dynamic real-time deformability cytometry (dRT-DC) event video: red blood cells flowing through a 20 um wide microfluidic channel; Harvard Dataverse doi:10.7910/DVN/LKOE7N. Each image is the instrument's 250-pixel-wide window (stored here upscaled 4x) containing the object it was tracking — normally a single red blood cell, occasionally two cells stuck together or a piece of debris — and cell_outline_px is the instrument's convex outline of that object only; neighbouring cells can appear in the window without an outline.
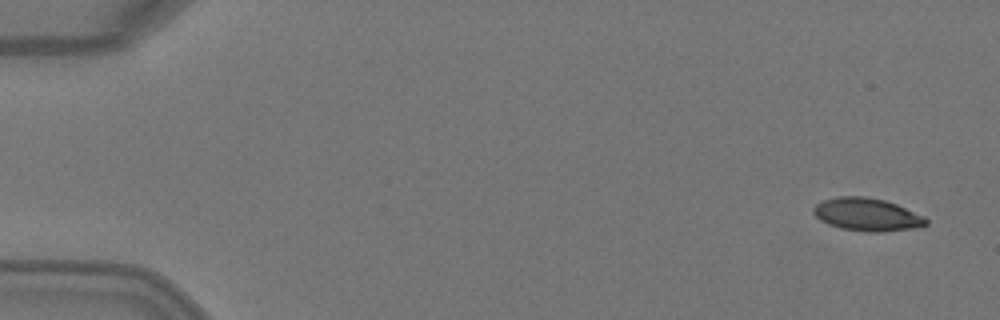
{"species": "Egyptian fruit bat (a non-hibernating species)", "species_latin": "Rousettus aegyptiacus", "temperature_condition": "warm", "stored_images_in_passage": 5, "camera_frame_rate_fps": 3000, "um_per_image_px": 0.085, "animal": {"sex": "female"}, "frame": {"image": 1, "passage_image": 1, "time_ms": 0.0, "image_size_px": [1000, 320], "cell_outline_px": [[928, 224], [920, 228], [880, 232], [868, 232], [840, 228], [828, 224], [820, 220], [812, 212], [812, 208], [816, 204], [824, 200], [836, 196], [864, 196], [884, 200], [896, 204], [924, 216], [928, 220]], "centroid_in_image_um": [73.71, 18.24], "position_along_channel_um": 11.3, "area_um2": 21.73}}
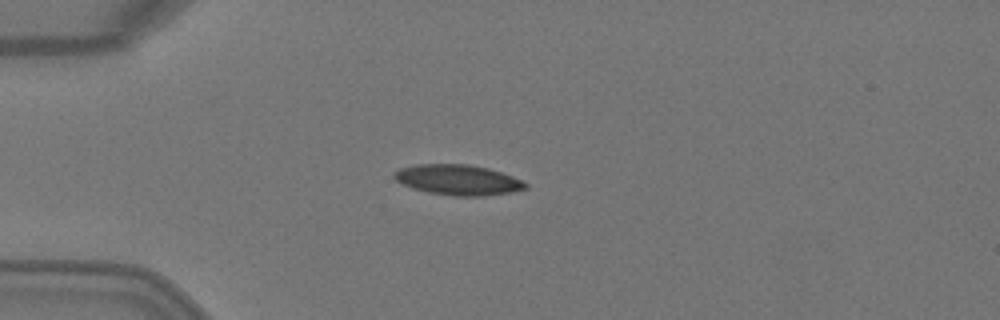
{"frame": {"image": 2, "passage_image": 4, "time_ms": 1.0, "image_size_px": [1000, 320], "cell_outline_px": [[528, 188], [512, 192], [484, 196], [456, 196], [428, 192], [412, 188], [396, 180], [392, 176], [392, 172], [400, 168], [416, 164], [468, 164], [488, 168], [512, 176], [528, 184]], "centroid_in_image_um": [38.92, 15.28], "position_along_channel_um": 46.1, "area_um2": 23.24}}